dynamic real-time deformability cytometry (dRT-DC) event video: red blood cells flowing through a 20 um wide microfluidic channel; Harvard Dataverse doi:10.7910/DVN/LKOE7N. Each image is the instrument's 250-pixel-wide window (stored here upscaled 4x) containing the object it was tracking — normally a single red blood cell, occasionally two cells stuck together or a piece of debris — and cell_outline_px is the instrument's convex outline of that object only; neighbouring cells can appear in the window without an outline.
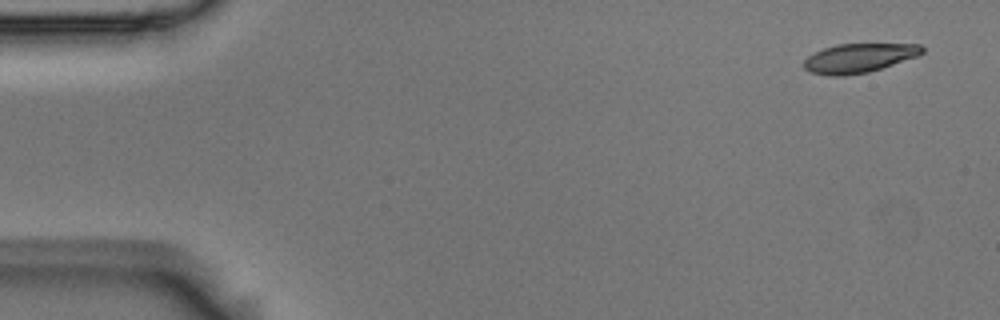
{"species": "Egyptian fruit bat (a non-hibernating species)", "species_latin": "Rousettus aegyptiacus", "temperature_condition": "room temperature", "stored_images_in_passage": 5, "camera_frame_rate_fps": 3000, "um_per_image_px": 0.085, "animal": {"sex": "male"}, "frame": {"image": 1, "passage_image": 1, "time_ms": 0.0, "image_size_px": [1000, 320], "cell_outline_px": [[924, 52], [920, 56], [868, 72], [844, 76], [828, 76], [808, 72], [804, 68], [804, 60], [808, 56], [824, 48], [836, 44], [920, 44], [924, 48]], "centroid_in_image_um": [73.02, 4.94], "position_along_channel_um": 12.0, "area_um2": 20.23}}
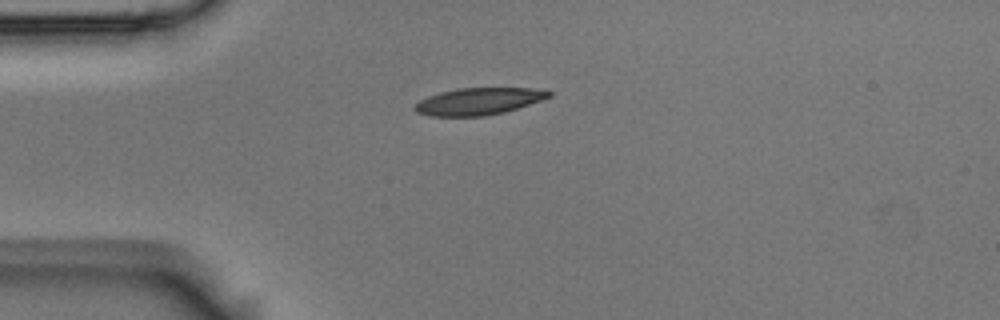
{"frame": {"image": 2, "passage_image": 4, "time_ms": 1.0, "image_size_px": [1000, 320], "cell_outline_px": [[552, 96], [504, 112], [484, 116], [432, 116], [416, 112], [412, 108], [420, 100], [428, 96], [440, 92], [456, 88], [532, 88], [552, 92]], "centroid_in_image_um": [40.64, 8.61], "position_along_channel_um": 44.4, "area_um2": 20.92}}